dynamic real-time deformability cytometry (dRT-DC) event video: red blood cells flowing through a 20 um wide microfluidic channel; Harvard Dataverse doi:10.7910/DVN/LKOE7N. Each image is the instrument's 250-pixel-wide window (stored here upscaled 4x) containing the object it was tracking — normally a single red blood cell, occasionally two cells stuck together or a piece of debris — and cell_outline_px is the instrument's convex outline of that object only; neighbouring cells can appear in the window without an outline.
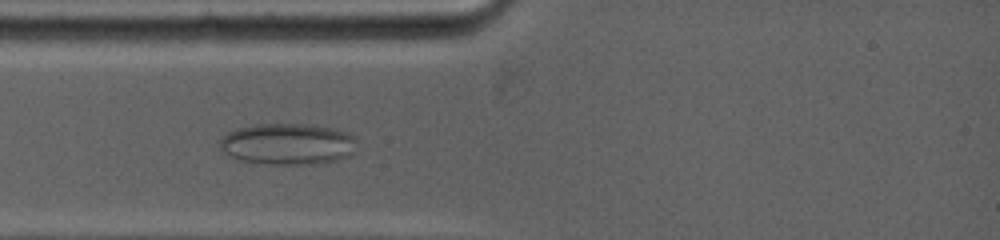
{"species": "common noctule bat (a hibernating species)", "species_latin": "Nyctalus noctula", "temperature_condition": "warm", "stored_images_in_passage": 109, "camera_frame_rate_fps": 5000, "um_per_image_px": 0.085, "animal": {"sex": "female", "body_mass_g": 19.0, "forearm_length_mm": 53.3}, "frame": {"image": 1, "passage_image": 21, "time_ms": 2.6, "image_size_px": [1000, 240], "cell_outline_px": [[356, 140], [352, 156], [336, 160], [316, 164], [268, 164], [240, 160], [228, 156], [220, 152], [220, 140], [228, 132], [236, 128], [256, 124], [312, 124], [336, 128], [356, 136]], "centroid_in_image_um": [24.46, 12.24], "position_along_channel_um": 60.5, "area_um2": 33.52}}
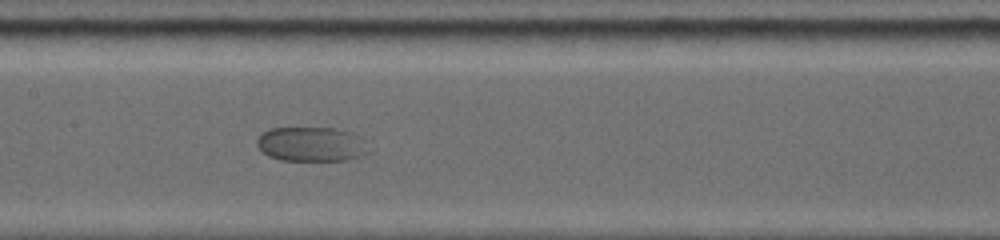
{"frame": {"image": 2, "passage_image": 46, "time_ms": 5.8, "image_size_px": [1000, 240], "cell_outline_px": [[372, 152], [364, 156], [348, 160], [280, 160], [268, 156], [256, 144], [256, 140], [268, 128], [332, 128], [348, 132], [360, 136], [368, 140]], "centroid_in_image_um": [26.56, 12.26], "position_along_channel_um": 180.8, "area_um2": 22.83}}
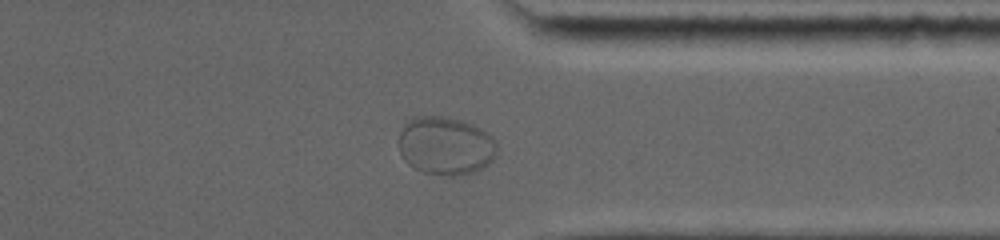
{"frame": {"image": 3, "passage_image": 86, "time_ms": 11.0, "image_size_px": [1000, 240], "cell_outline_px": [[496, 156], [488, 164], [472, 172], [456, 176], [448, 176], [424, 172], [412, 168], [404, 160], [400, 152], [400, 132], [404, 124], [408, 120], [416, 116], [448, 116], [472, 124], [488, 132], [496, 140]], "centroid_in_image_um": [37.88, 12.38], "position_along_channel_um": 373.5, "area_um2": 33.52}}